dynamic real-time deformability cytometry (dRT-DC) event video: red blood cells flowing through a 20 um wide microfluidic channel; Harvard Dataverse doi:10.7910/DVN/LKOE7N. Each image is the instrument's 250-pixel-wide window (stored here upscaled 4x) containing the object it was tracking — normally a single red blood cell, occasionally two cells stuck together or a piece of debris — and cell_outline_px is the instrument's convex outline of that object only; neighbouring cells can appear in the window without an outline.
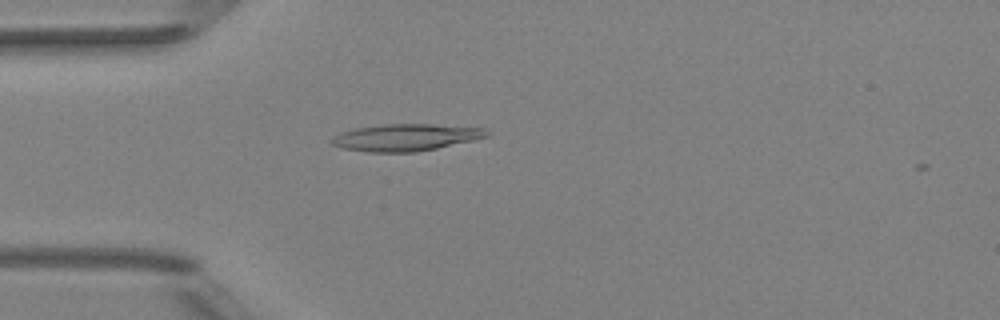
{"species": "Egyptian fruit bat (a non-hibernating species)", "species_latin": "Rousettus aegyptiacus", "temperature_condition": "room temperature", "stored_images_in_passage": 51, "camera_frame_rate_fps": 3000, "um_per_image_px": 0.085, "animal": {"sex": "female"}, "frame": {"image": 1, "passage_image": 15, "time_ms": 4.667, "image_size_px": [1000, 320], "cell_outline_px": [[484, 136], [432, 148], [408, 152], [384, 152], [352, 148], [340, 144], [348, 132], [364, 128], [400, 124], [412, 124], [472, 128]], "centroid_in_image_um": [34.58, 11.69], "position_along_channel_um": 50.4, "area_um2": 20.46}}
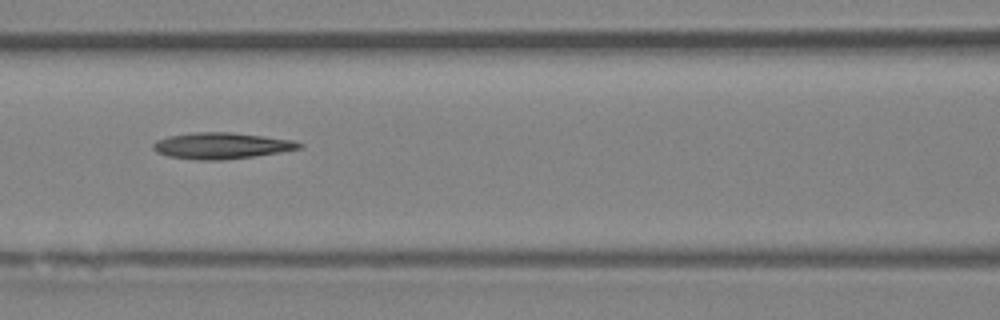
{"frame": {"image": 2, "passage_image": 23, "time_ms": 7.333, "image_size_px": [1000, 320], "cell_outline_px": [[300, 144], [296, 148], [248, 156], [172, 156], [160, 152], [156, 148], [156, 144], [160, 140], [176, 136], [256, 136], [284, 140]], "centroid_in_image_um": [18.86, 12.4], "position_along_channel_um": 147.7, "area_um2": 17.28}}
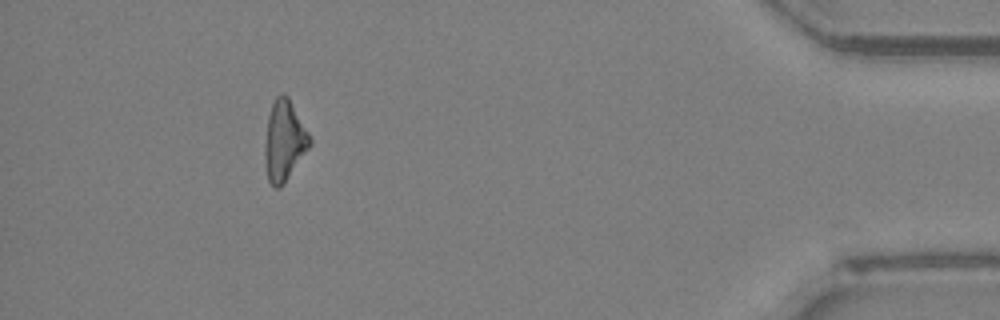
{"frame": {"image": 3, "passage_image": 47, "time_ms": 15.333, "image_size_px": [1000, 320], "cell_outline_px": [[308, 144], [284, 180], [280, 184], [272, 184], [268, 180], [268, 120], [272, 104], [280, 96], [284, 96], [288, 100], [308, 136]], "centroid_in_image_um": [24.14, 11.92], "position_along_channel_um": 411.1, "area_um2": 17.57}}